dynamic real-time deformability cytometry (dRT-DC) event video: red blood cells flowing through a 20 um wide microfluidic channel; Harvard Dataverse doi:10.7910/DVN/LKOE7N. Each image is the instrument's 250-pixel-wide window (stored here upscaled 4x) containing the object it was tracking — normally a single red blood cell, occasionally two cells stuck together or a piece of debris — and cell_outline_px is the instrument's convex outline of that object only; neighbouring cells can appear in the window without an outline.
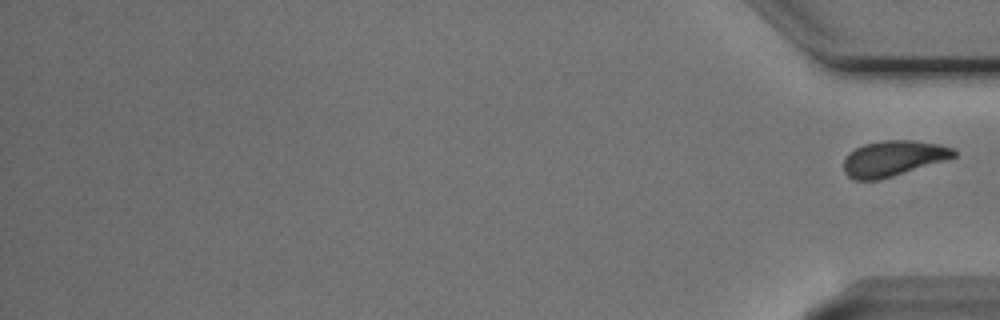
{"species": "Egyptian fruit bat (a non-hibernating species)", "species_latin": "Rousettus aegyptiacus", "temperature_condition": "cold", "stored_images_in_passage": 16, "segment_of_instrument_passage": [2, 2], "camera_frame_rate_fps": 3000, "um_per_image_px": 0.085, "animal": {"sex": "male"}, "frame": {"image": 1, "passage_image": 16, "time_ms": 5.0, "image_size_px": [1000, 320], "cell_outline_px": [[956, 156], [944, 160], [880, 180], [852, 180], [844, 172], [844, 160], [848, 152], [864, 144], [884, 140], [912, 140], [940, 144], [956, 148]], "centroid_in_image_um": [75.91, 13.46], "position_along_channel_um": 359.3, "area_um2": 22.83}}